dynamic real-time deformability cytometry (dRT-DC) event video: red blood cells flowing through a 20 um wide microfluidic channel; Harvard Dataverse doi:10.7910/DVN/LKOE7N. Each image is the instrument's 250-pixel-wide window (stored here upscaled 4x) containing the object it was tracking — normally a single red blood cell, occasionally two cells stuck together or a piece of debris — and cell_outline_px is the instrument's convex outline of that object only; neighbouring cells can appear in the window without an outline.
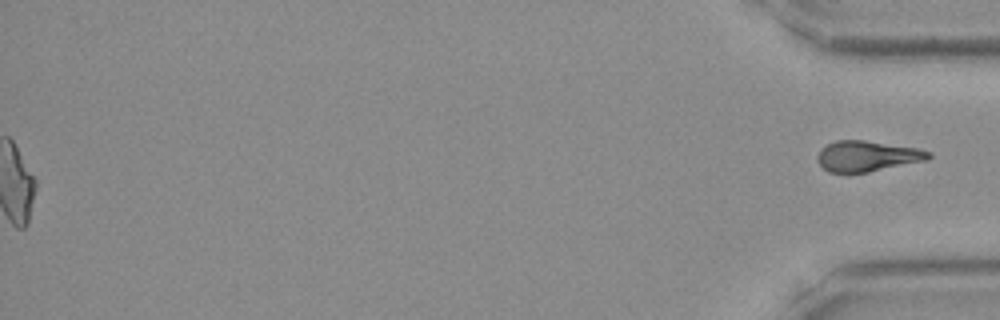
{"species": "Egyptian fruit bat (a non-hibernating species)", "species_latin": "Rousettus aegyptiacus", "temperature_condition": "room temperature", "stored_images_in_passage": 48, "segment_of_instrument_passage": [2, 2], "camera_frame_rate_fps": 3000, "um_per_image_px": 0.085, "frame": {"image": 1, "passage_image": 48, "time_ms": 15.667, "image_size_px": [1000, 320], "cell_outline_px": [[932, 156], [928, 160], [868, 172], [828, 172], [816, 160], [816, 156], [820, 148], [836, 140], [864, 140], [920, 148], [932, 152]], "centroid_in_image_um": [73.73, 13.26], "position_along_channel_um": 361.5, "area_um2": 20.0}}